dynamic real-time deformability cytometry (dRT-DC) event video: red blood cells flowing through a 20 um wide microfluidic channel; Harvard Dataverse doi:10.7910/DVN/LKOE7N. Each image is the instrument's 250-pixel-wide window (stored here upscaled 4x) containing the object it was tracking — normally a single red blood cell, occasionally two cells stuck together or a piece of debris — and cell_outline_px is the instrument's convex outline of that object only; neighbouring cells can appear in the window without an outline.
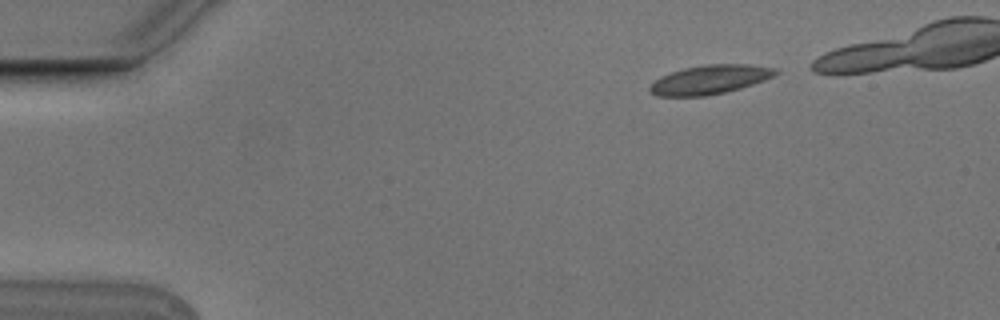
{"species": "Egyptian fruit bat (a non-hibernating species)", "species_latin": "Rousettus aegyptiacus", "temperature_condition": "cold", "stored_images_in_passage": 8, "segment_of_instrument_passage": [1, 2], "camera_frame_rate_fps": 3000, "um_per_image_px": 0.085, "animal": {"sex": "male"}, "frame": {"image": 1, "passage_image": 1, "time_ms": 0.0, "image_size_px": [1000, 320], "cell_outline_px": [[780, 72], [764, 80], [740, 88], [724, 92], [704, 96], [656, 96], [648, 92], [648, 88], [660, 76], [684, 68], [704, 64], [748, 64], [776, 68]], "centroid_in_image_um": [60.31, 6.76], "position_along_channel_um": 24.7, "area_um2": 21.21}}
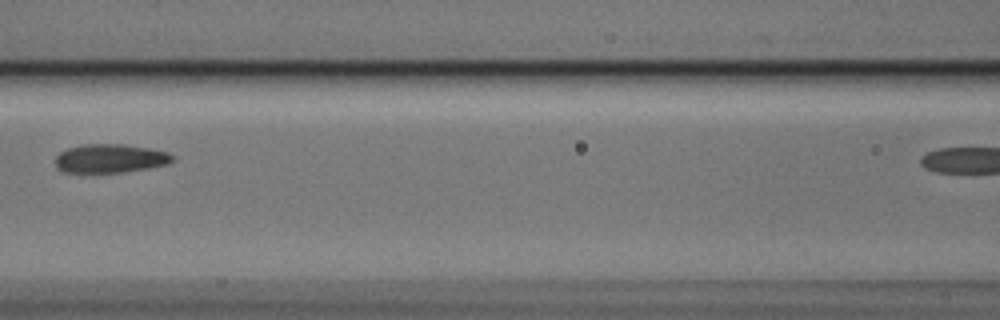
{"frame": {"image": 2, "passage_image": 6, "time_ms": 1.667, "image_size_px": [1000, 320], "cell_outline_px": [[176, 160], [168, 164], [148, 168], [124, 172], [64, 172], [56, 168], [56, 156], [60, 152], [68, 148], [80, 144], [124, 144], [148, 148], [168, 152], [176, 156]], "centroid_in_image_um": [9.4, 13.46], "position_along_channel_um": 157.2, "area_um2": 19.77}}
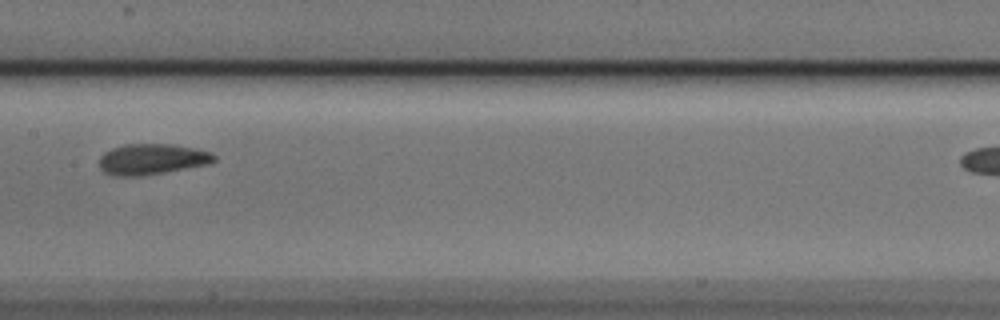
{"frame": {"image": 3, "passage_image": 7, "time_ms": 2.0, "image_size_px": [1000, 320], "cell_outline_px": [[216, 160], [208, 164], [164, 172], [140, 176], [112, 176], [104, 172], [100, 168], [100, 156], [104, 152], [112, 148], [124, 144], [172, 144], [196, 148], [212, 152], [216, 156]], "centroid_in_image_um": [12.91, 13.52], "position_along_channel_um": 194.5, "area_um2": 20.69}}